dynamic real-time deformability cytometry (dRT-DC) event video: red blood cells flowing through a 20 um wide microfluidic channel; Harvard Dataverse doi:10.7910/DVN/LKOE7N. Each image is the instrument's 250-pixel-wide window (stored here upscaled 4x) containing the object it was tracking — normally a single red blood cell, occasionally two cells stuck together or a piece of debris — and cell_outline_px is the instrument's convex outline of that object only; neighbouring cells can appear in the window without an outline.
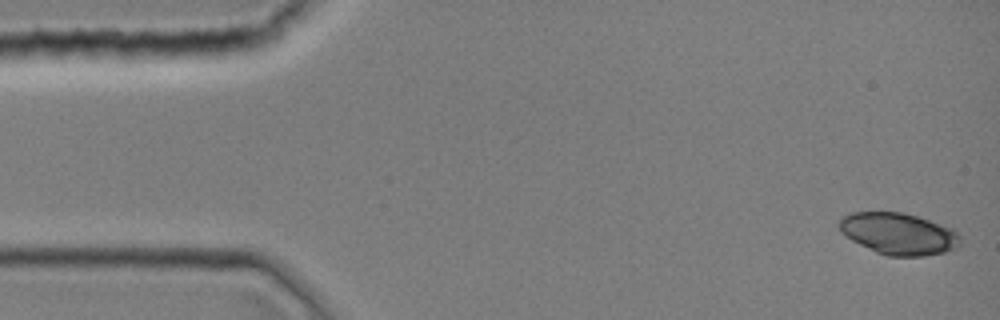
{"species": "common noctule bat (a hibernating species)", "species_latin": "Nyctalus noctula", "temperature_condition": "room temperature", "stored_images_in_passage": 43, "camera_frame_rate_fps": 3000, "um_per_image_px": 0.085, "animal": {"sex": "female", "body_mass_g": 19.0, "forearm_length_mm": 51.5}, "frame": {"image": 1, "passage_image": 1, "time_ms": 0.0, "image_size_px": [1000, 320], "cell_outline_px": [[960, 244], [944, 252], [924, 256], [888, 256], [876, 252], [852, 240], [840, 232], [836, 224], [840, 216], [852, 212], [904, 212], [952, 228], [960, 236]], "centroid_in_image_um": [76.31, 19.85], "position_along_channel_um": 8.7, "area_um2": 29.42}}
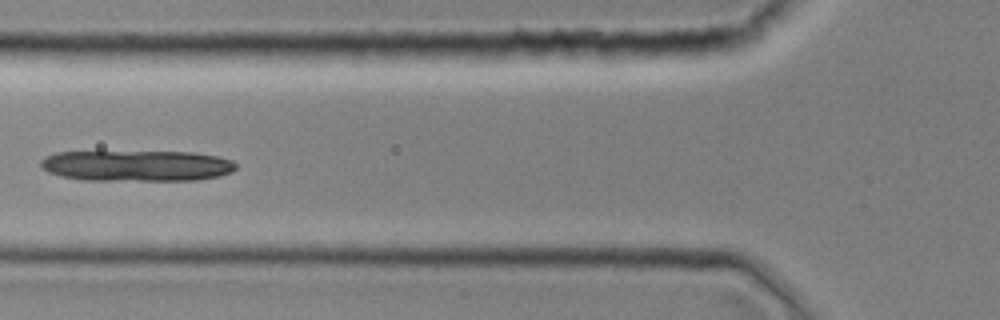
{"frame": {"image": 2, "passage_image": 16, "time_ms": 5.0, "image_size_px": [1000, 320], "cell_outline_px": [[236, 168], [232, 172], [220, 176], [196, 180], [84, 180], [60, 176], [48, 172], [40, 168], [40, 160], [44, 156], [56, 152], [192, 152], [216, 156], [232, 160], [236, 164]], "centroid_in_image_um": [11.59, 14.09], "position_along_channel_um": 114.2, "area_um2": 35.37}}
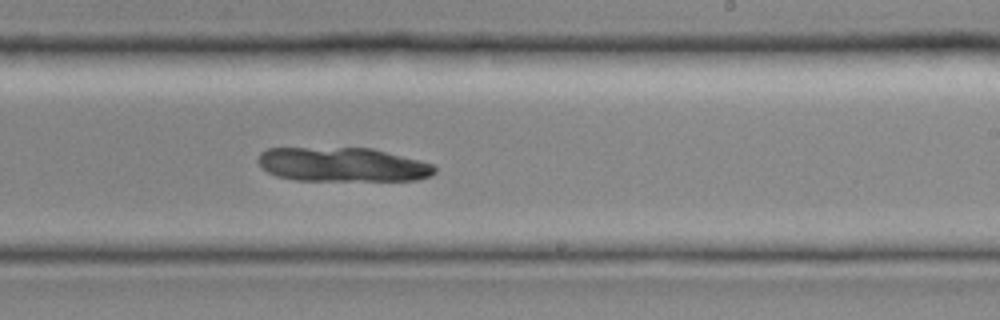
{"frame": {"image": 3, "passage_image": 26, "time_ms": 8.333, "image_size_px": [1000, 320], "cell_outline_px": [[436, 172], [432, 176], [416, 180], [296, 180], [276, 176], [268, 172], [256, 160], [260, 152], [268, 148], [372, 148], [420, 160], [432, 164], [436, 168]], "centroid_in_image_um": [29.12, 13.99], "position_along_channel_um": 259.9, "area_um2": 35.2}}